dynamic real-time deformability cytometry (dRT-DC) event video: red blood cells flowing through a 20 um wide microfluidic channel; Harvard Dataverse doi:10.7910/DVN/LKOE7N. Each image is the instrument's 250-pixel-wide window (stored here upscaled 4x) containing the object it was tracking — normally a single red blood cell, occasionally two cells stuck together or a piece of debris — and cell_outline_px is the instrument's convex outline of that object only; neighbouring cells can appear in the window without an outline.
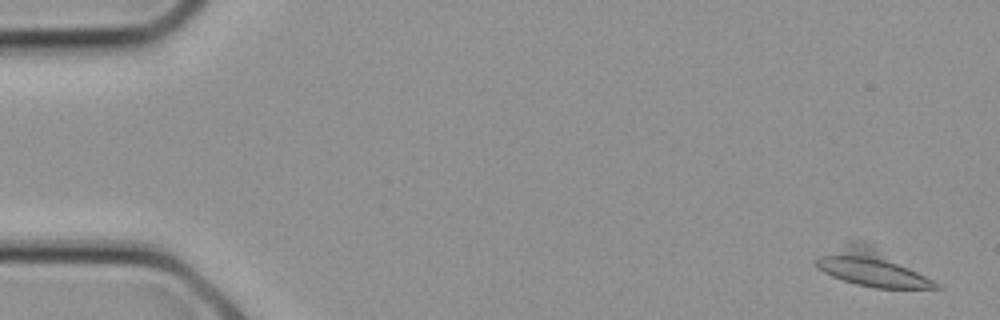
{"species": "common noctule bat (a hibernating species)", "species_latin": "Nyctalus noctula", "temperature_condition": "cold", "stored_images_in_passage": 14, "camera_frame_rate_fps": 3000, "um_per_image_px": 0.085, "animal": {"sex": "female", "body_mass_g": 21.9}, "frame": {"image": 1, "passage_image": 1, "time_ms": 0.0, "image_size_px": [1000, 320], "cell_outline_px": [[944, 288], [876, 288], [856, 284], [832, 276], [816, 268], [812, 260], [848, 240], [860, 240], [940, 284]], "centroid_in_image_um": [73.97, 22.76], "position_along_channel_um": 11.0, "area_um2": 24.91}}
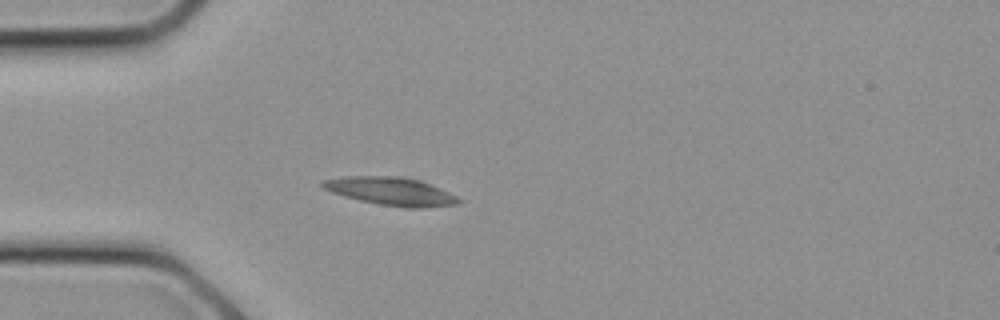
{"frame": {"image": 2, "passage_image": 7, "time_ms": 2.0, "image_size_px": [1000, 320], "cell_outline_px": [[460, 200], [456, 204], [424, 208], [404, 208], [380, 204], [360, 200], [344, 196], [332, 192], [324, 188], [320, 184], [320, 180], [344, 176], [404, 176], [420, 180], [448, 192], [456, 196]], "centroid_in_image_um": [33.19, 16.25], "position_along_channel_um": 51.8, "area_um2": 22.2}}